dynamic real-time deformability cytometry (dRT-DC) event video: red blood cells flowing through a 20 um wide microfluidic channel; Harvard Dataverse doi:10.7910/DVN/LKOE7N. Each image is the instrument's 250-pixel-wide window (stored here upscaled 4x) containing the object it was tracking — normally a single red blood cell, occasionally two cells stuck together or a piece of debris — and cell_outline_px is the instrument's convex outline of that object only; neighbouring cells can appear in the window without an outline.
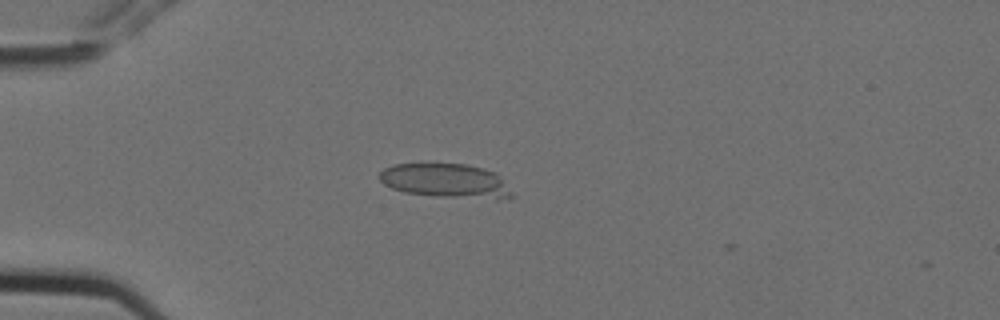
{"species": "Egyptian fruit bat (a non-hibernating species)", "species_latin": "Rousettus aegyptiacus", "temperature_condition": "cold", "stored_images_in_passage": 2, "camera_frame_rate_fps": 3000, "um_per_image_px": 0.085, "animal": {"sex": "female"}, "frame": {"image": 1, "passage_image": 1, "time_ms": 0.0, "image_size_px": [1000, 320], "cell_outline_px": [[512, 196], [496, 200], [440, 196], [404, 192], [392, 188], [384, 184], [380, 180], [380, 172], [384, 168], [392, 164], [464, 164], [484, 168], [496, 172], [500, 176], [512, 192]], "centroid_in_image_um": [37.92, 15.37], "position_along_channel_um": 47.1, "area_um2": 26.41}}